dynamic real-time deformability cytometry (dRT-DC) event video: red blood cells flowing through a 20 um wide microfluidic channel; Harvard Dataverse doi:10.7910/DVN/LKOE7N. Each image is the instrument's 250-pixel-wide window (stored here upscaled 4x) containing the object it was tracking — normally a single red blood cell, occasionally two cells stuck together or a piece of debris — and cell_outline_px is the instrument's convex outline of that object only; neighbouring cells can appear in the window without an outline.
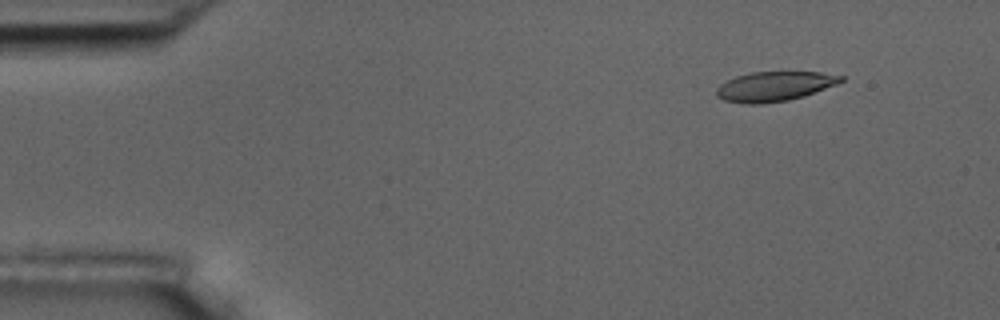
{"species": "common noctule bat (a hibernating species)", "species_latin": "Nyctalus noctula", "temperature_condition": "room temperature", "stored_images_in_passage": 4, "camera_frame_rate_fps": 3000, "um_per_image_px": 0.085, "animal": {"sex": "male", "body_mass_g": 17.5, "forearm_length_mm": 52.3}, "frame": {"image": 1, "passage_image": 2, "time_ms": 1.0, "image_size_px": [1000, 320], "cell_outline_px": [[844, 80], [836, 84], [804, 96], [788, 100], [760, 104], [744, 104], [724, 100], [716, 96], [716, 88], [720, 84], [736, 76], [752, 72], [820, 72], [844, 76]], "centroid_in_image_um": [65.8, 7.34], "position_along_channel_um": 19.2, "area_um2": 21.44}}